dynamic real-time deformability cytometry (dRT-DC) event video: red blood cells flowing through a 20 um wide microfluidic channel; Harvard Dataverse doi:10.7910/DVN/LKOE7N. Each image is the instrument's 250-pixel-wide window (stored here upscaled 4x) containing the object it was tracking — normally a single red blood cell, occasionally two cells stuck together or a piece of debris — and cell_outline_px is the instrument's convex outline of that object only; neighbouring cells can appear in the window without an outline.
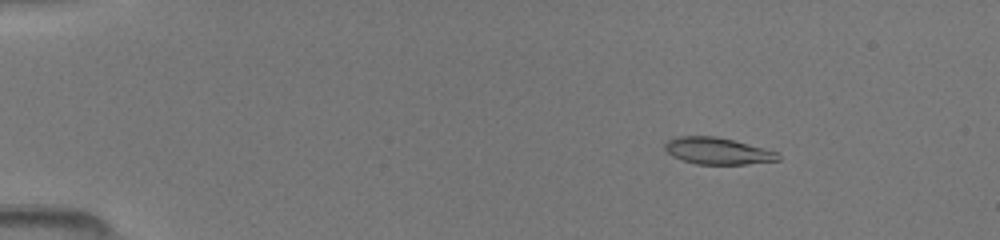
{"species": "common noctule bat (a hibernating species)", "species_latin": "Nyctalus noctula", "temperature_condition": "room temperature", "stored_images_in_passage": 50, "camera_frame_rate_fps": 3000, "um_per_image_px": 0.085, "animal": {"sex": "female", "body_mass_g": 19.5, "forearm_length_mm": 54.1}, "frame": {"image": 1, "passage_image": 8, "time_ms": 2.333, "image_size_px": [1000, 240], "cell_outline_px": [[780, 160], [744, 164], [696, 164], [672, 156], [664, 148], [664, 144], [668, 140], [676, 136], [716, 136], [748, 144], [776, 152], [780, 156]], "centroid_in_image_um": [60.95, 12.83], "position_along_channel_um": 24.0, "area_um2": 17.4}}
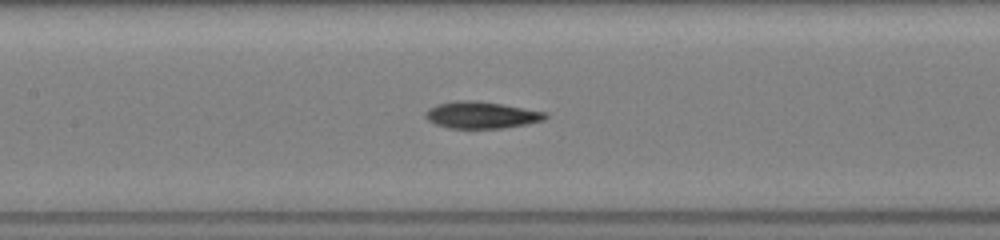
{"frame": {"image": 2, "passage_image": 25, "time_ms": 8.0, "image_size_px": [1000, 240], "cell_outline_px": [[548, 116], [544, 120], [504, 128], [448, 128], [436, 124], [428, 120], [424, 116], [424, 112], [428, 108], [440, 104], [460, 100], [468, 100], [500, 104], [544, 112]], "centroid_in_image_um": [40.87, 9.79], "position_along_channel_um": 166.5, "area_um2": 18.32}}
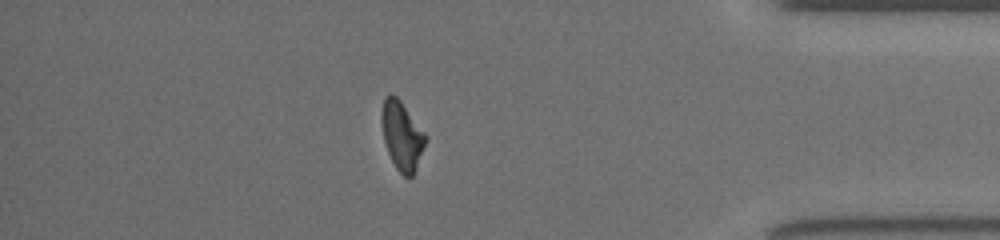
{"frame": {"image": 3, "passage_image": 44, "time_ms": 14.333, "image_size_px": [1000, 240], "cell_outline_px": [[428, 140], [416, 168], [412, 176], [408, 180], [396, 168], [388, 152], [384, 140], [380, 120], [380, 116], [384, 96], [396, 96], [400, 100], [428, 136]], "centroid_in_image_um": [34.18, 11.54], "position_along_channel_um": 401.0, "area_um2": 17.69}}